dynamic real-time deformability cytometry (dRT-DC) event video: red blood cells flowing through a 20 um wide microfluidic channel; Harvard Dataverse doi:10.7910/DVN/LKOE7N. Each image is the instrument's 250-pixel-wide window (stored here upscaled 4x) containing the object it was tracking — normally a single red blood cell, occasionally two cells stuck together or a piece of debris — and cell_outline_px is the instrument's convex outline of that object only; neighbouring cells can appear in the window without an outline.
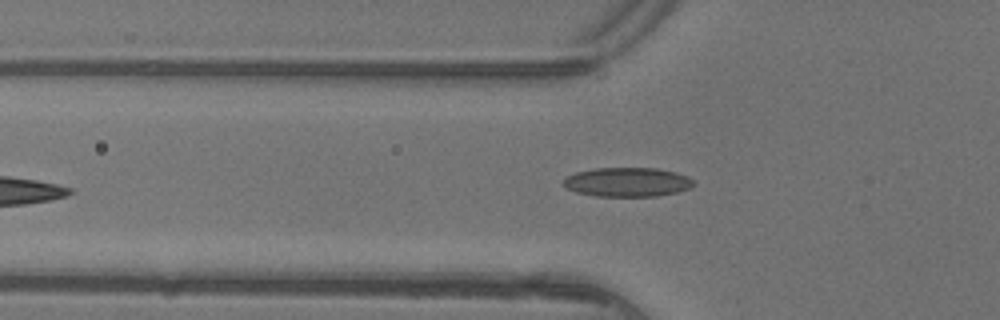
{"species": "common noctule bat (a hibernating species)", "species_latin": "Nyctalus noctula", "temperature_condition": "warm", "stored_images_in_passage": 5, "camera_frame_rate_fps": 3000, "um_per_image_px": 0.085, "animal": {"sex": "female"}, "frame": {"image": 1, "passage_image": 4, "time_ms": 1.0, "image_size_px": [1000, 320], "cell_outline_px": [[696, 184], [688, 188], [676, 192], [656, 196], [596, 196], [576, 192], [568, 188], [564, 184], [564, 180], [568, 176], [576, 172], [596, 168], [656, 168], [676, 172], [688, 176]], "centroid_in_image_um": [53.35, 15.47], "position_along_channel_um": 72.5, "area_um2": 21.96}}
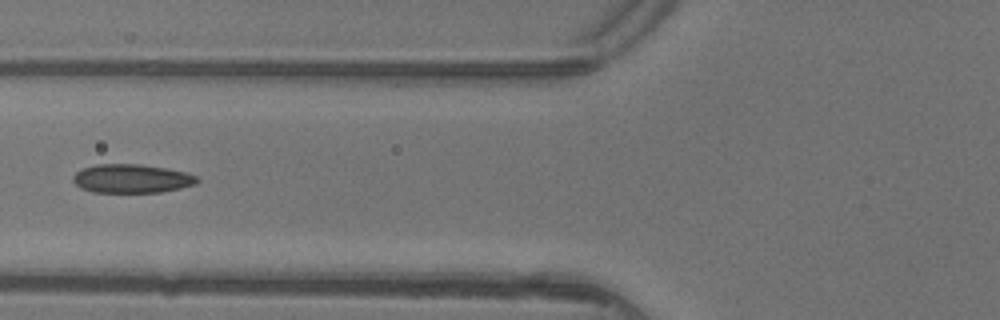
{"frame": {"image": 2, "passage_image": 5, "time_ms": 1.333, "image_size_px": [1000, 320], "cell_outline_px": [[200, 180], [196, 184], [180, 188], [160, 192], [92, 192], [80, 188], [72, 180], [72, 176], [80, 168], [96, 164], [140, 164], [164, 168], [184, 172], [196, 176]], "centroid_in_image_um": [11.14, 15.18], "position_along_channel_um": 114.7, "area_um2": 20.81}}